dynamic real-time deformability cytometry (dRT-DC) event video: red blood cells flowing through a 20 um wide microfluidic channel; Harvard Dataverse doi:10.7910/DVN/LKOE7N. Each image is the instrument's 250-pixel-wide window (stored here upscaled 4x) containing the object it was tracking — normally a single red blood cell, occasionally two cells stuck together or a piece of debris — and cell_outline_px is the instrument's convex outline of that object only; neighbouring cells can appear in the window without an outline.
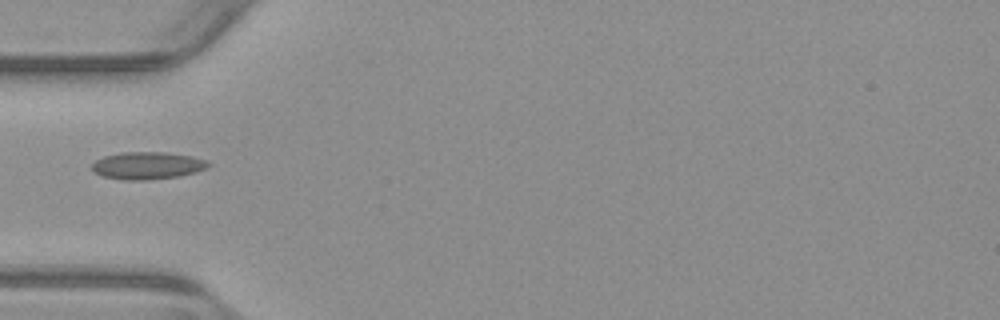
{"species": "common noctule bat (a hibernating species)", "species_latin": "Nyctalus noctula", "temperature_condition": "warm", "stored_images_in_passage": 37, "camera_frame_rate_fps": 3000, "um_per_image_px": 0.085, "animal": {"sex": "male", "body_mass_g": 23.1, "forearm_length_mm": 52.7}, "frame": {"image": 1, "passage_image": 1, "time_ms": 0.0, "image_size_px": [1000, 320], "cell_outline_px": [[212, 164], [208, 168], [196, 172], [180, 176], [148, 180], [124, 180], [104, 176], [96, 172], [92, 168], [92, 164], [96, 160], [104, 156], [120, 152], [164, 152], [192, 156], [208, 160]], "centroid_in_image_um": [12.59, 14.07], "position_along_channel_um": 72.4, "area_um2": 18.67}}
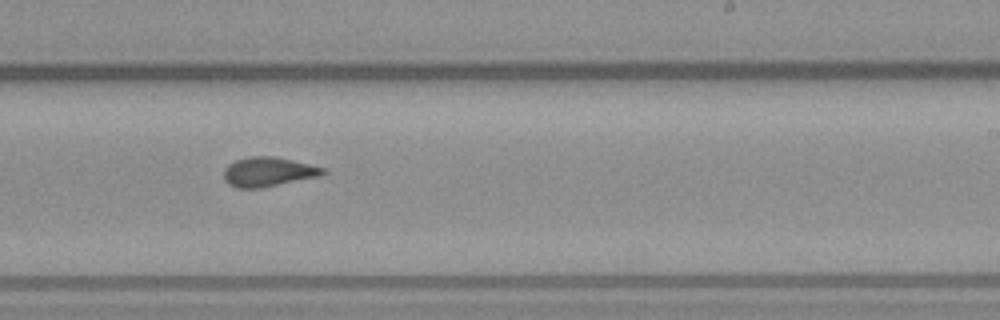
{"frame": {"image": 2, "passage_image": 16, "time_ms": 5.0, "image_size_px": [1000, 320], "cell_outline_px": [[328, 172], [320, 176], [260, 188], [236, 188], [228, 184], [224, 180], [224, 168], [228, 164], [236, 160], [248, 156], [276, 156], [324, 168]], "centroid_in_image_um": [22.77, 14.6], "position_along_channel_um": 266.2, "area_um2": 17.05}}
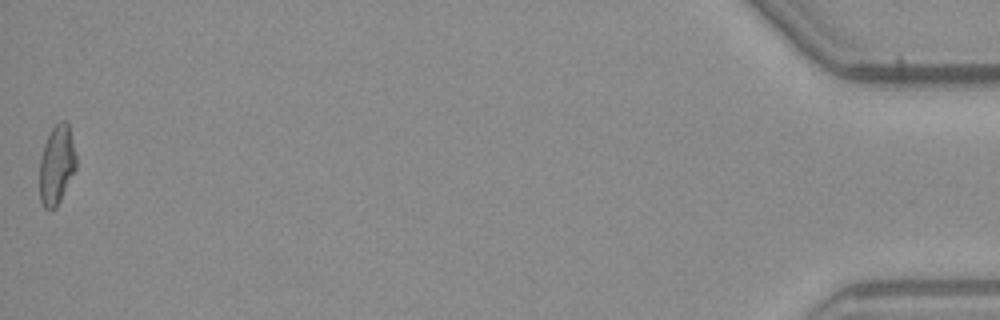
{"frame": {"image": 3, "passage_image": 37, "time_ms": 12.0, "image_size_px": [1000, 320], "cell_outline_px": [[76, 168], [56, 208], [52, 212], [48, 212], [44, 208], [40, 200], [40, 160], [44, 144], [52, 128], [60, 120], [64, 120], [68, 124], [76, 156]], "centroid_in_image_um": [4.8, 14.06], "position_along_channel_um": 430.4, "area_um2": 16.82}}